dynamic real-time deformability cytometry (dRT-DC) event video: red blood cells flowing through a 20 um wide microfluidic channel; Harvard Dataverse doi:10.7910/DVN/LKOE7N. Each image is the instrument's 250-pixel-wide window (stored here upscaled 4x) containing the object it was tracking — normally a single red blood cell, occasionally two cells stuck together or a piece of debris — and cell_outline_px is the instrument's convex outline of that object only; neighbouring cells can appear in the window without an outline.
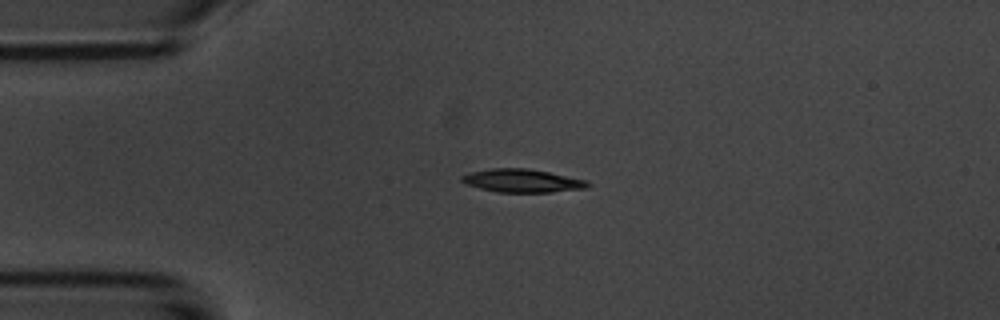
{"species": "common noctule bat (a hibernating species)", "species_latin": "Nyctalus noctula", "temperature_condition": "room temperature", "stored_images_in_passage": 42, "camera_frame_rate_fps": 3000, "um_per_image_px": 0.085, "animal": {"sex": "male", "body_mass_g": 20.1, "forearm_length_mm": 53.5}, "frame": {"image": 1, "passage_image": 1, "time_ms": 0.0, "image_size_px": [1000, 320], "cell_outline_px": [[592, 184], [588, 188], [552, 192], [496, 192], [464, 184], [460, 180], [460, 176], [468, 172], [492, 168], [528, 168], [588, 180]], "centroid_in_image_um": [44.38, 15.36], "position_along_channel_um": 40.6, "area_um2": 17.28}}
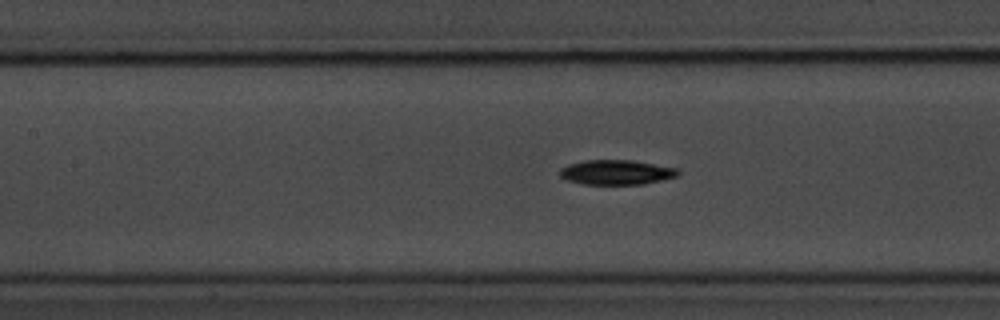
{"frame": {"image": 2, "passage_image": 12, "time_ms": 3.667, "image_size_px": [1000, 320], "cell_outline_px": [[680, 172], [676, 176], [644, 184], [584, 184], [568, 180], [560, 176], [560, 168], [568, 164], [584, 160], [632, 160], [680, 168]], "centroid_in_image_um": [52.41, 14.63], "position_along_channel_um": 155.0, "area_um2": 17.05}}
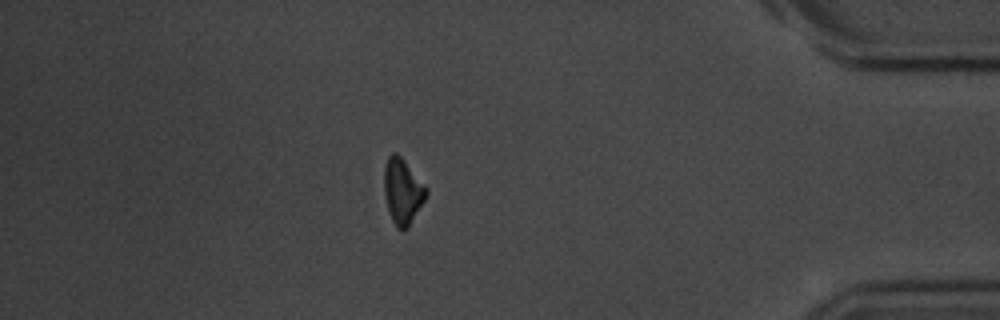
{"frame": {"image": 3, "passage_image": 35, "time_ms": 11.333, "image_size_px": [1000, 320], "cell_outline_px": [[428, 192], [424, 200], [408, 228], [396, 228], [392, 220], [388, 208], [384, 192], [384, 168], [388, 156], [392, 152], [396, 152], [404, 160], [428, 188]], "centroid_in_image_um": [34.22, 16.23], "position_along_channel_um": 401.0, "area_um2": 15.9}, "authors_computed_cell_mechanics": {"area_um2": 16.184, "velocity_mm_per_s": 3.7421, "shape_relaxation_time_tau1_ms": 1.5758, "shape_relaxation_time_tau2_ms": null, "deformation_change_tau1": 0.1147, "deformation_change_tau2": null}}